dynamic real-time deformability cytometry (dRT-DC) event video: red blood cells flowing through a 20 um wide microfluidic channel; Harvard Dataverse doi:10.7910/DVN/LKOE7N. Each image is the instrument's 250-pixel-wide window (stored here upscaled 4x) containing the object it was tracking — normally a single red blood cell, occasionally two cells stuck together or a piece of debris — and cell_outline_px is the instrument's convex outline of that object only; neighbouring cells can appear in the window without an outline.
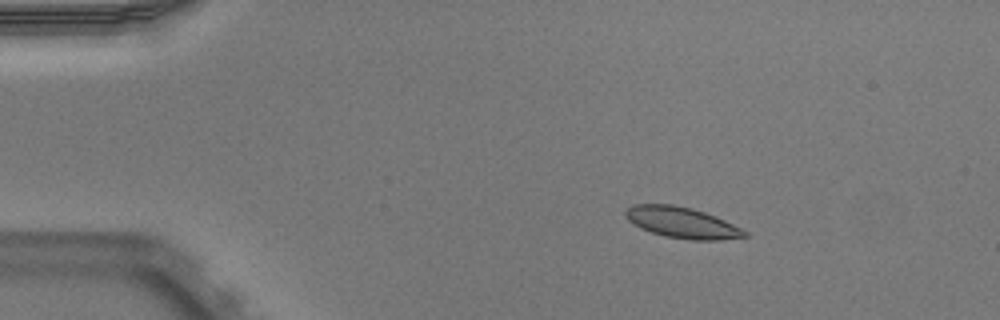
{"species": "Egyptian fruit bat (a non-hibernating species)", "species_latin": "Rousettus aegyptiacus", "temperature_condition": "warm", "stored_images_in_passage": 44, "camera_frame_rate_fps": 3000, "um_per_image_px": 0.085, "animal": {"sex": "male"}, "frame": {"image": 1, "passage_image": 1, "time_ms": 0.0, "image_size_px": [1000, 320], "cell_outline_px": [[748, 236], [720, 240], [688, 240], [664, 236], [640, 228], [632, 224], [624, 216], [624, 212], [632, 204], [672, 204], [692, 208], [716, 216], [748, 232]], "centroid_in_image_um": [57.94, 18.92], "position_along_channel_um": 27.1, "area_um2": 21.62}}
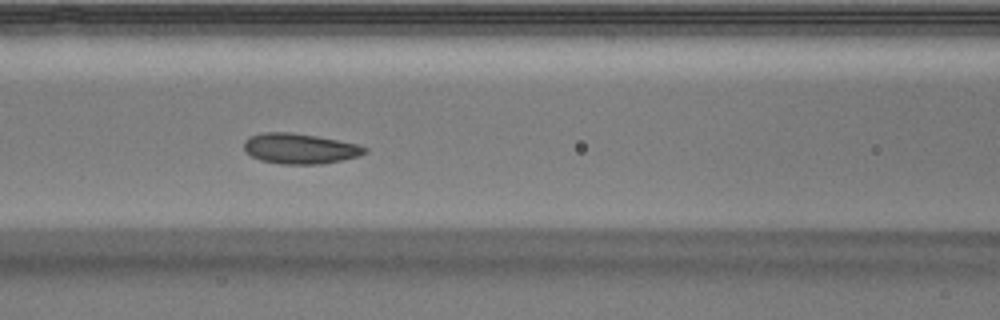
{"frame": {"image": 2, "passage_image": 15, "time_ms": 4.667, "image_size_px": [1000, 320], "cell_outline_px": [[368, 152], [360, 156], [320, 164], [284, 164], [260, 160], [244, 152], [244, 140], [248, 136], [264, 132], [292, 132], [316, 136], [360, 144], [368, 148]], "centroid_in_image_um": [25.49, 12.62], "position_along_channel_um": 141.1, "area_um2": 21.56}}
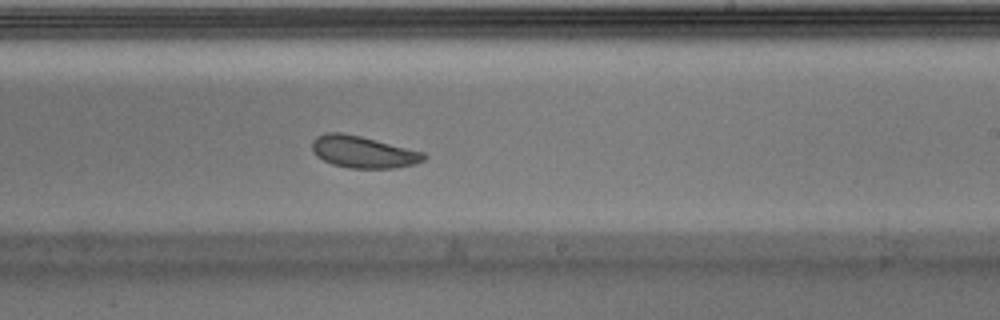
{"frame": {"image": 3, "passage_image": 24, "time_ms": 7.667, "image_size_px": [1000, 320], "cell_outline_px": [[428, 156], [424, 160], [412, 164], [396, 168], [348, 168], [332, 164], [316, 156], [312, 148], [312, 140], [316, 136], [328, 132], [340, 132], [360, 136], [424, 152]], "centroid_in_image_um": [30.85, 12.91], "position_along_channel_um": 258.2, "area_um2": 20.69}, "authors_computed_cell_mechanics": {"area_um2": 21.5883, "velocity_mm_per_s": 3.9108, "shape_relaxation_time_tau1_ms": 2.1578, "shape_relaxation_time_tau2_ms": 2.3173, "deformation_change_tau1": 0.0673, "deformation_change_tau2": 0.0665}}